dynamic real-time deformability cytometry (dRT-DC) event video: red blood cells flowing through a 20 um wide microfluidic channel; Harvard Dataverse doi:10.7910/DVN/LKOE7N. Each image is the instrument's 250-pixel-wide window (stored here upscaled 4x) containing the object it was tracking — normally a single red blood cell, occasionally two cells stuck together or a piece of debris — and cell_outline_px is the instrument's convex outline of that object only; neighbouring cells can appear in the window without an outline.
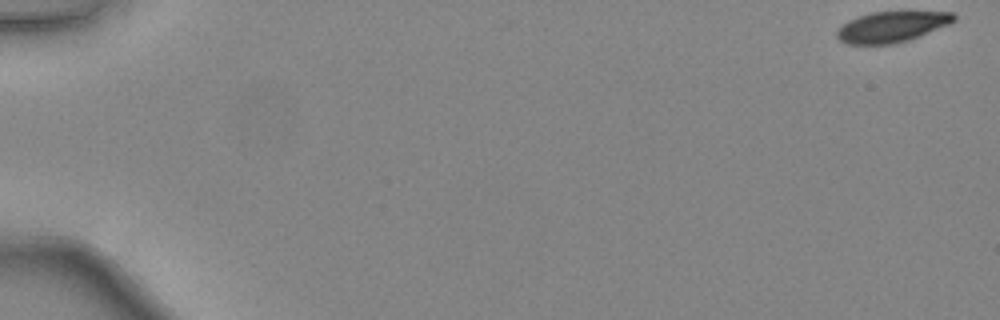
{"species": "common noctule bat (a hibernating species)", "species_latin": "Nyctalus noctula", "temperature_condition": "warm", "stored_images_in_passage": 5, "camera_frame_rate_fps": 3000, "um_per_image_px": 0.085, "animal": {"sex": "female", "body_mass_g": 24.6, "forearm_length_mm": 56.2}, "frame": {"image": 1, "passage_image": 1, "time_ms": 0.0, "image_size_px": [1000, 320], "cell_outline_px": [[956, 20], [948, 24], [920, 36], [908, 40], [892, 44], [844, 44], [836, 36], [836, 32], [848, 20], [872, 12], [952, 12], [956, 16]], "centroid_in_image_um": [75.78, 2.28], "position_along_channel_um": 9.2, "area_um2": 20.69}}